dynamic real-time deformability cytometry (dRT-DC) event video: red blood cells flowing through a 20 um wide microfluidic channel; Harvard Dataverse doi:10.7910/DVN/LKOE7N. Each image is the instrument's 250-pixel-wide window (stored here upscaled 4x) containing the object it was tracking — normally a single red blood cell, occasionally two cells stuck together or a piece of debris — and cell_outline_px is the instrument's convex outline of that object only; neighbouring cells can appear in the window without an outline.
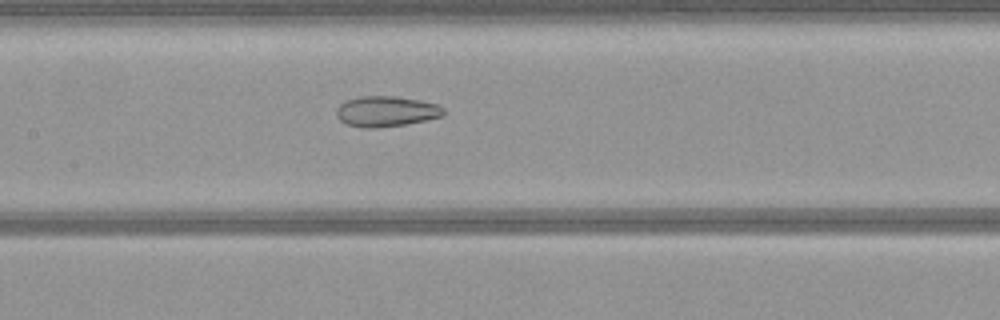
{"species": "common noctule bat (a hibernating species)", "species_latin": "Nyctalus noctula", "temperature_condition": "warm", "stored_images_in_passage": 52, "camera_frame_rate_fps": 3000, "um_per_image_px": 0.085, "animal": {"sex": "female", "body_mass_g": 21.9}, "frame": {"image": 1, "passage_image": 24, "time_ms": 7.667, "image_size_px": [1000, 320], "cell_outline_px": [[444, 116], [404, 124], [376, 128], [360, 128], [348, 124], [340, 120], [336, 116], [336, 108], [340, 104], [348, 100], [364, 96], [396, 96], [436, 104], [444, 108]], "centroid_in_image_um": [32.8, 9.47], "position_along_channel_um": 174.6, "area_um2": 18.84}}
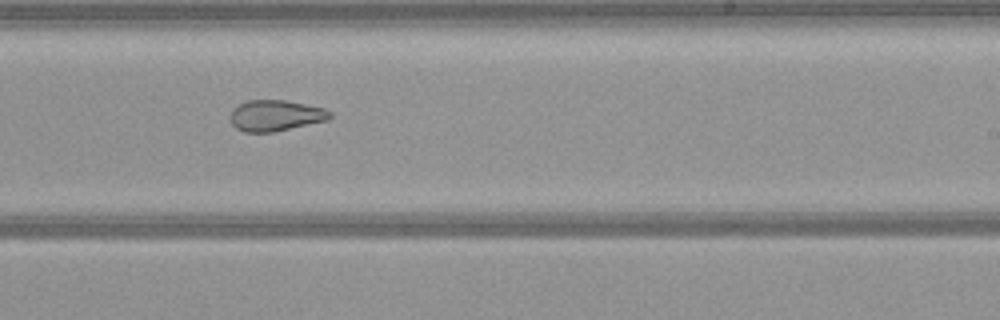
{"frame": {"image": 2, "passage_image": 31, "time_ms": 10.0, "image_size_px": [1000, 320], "cell_outline_px": [[332, 116], [328, 120], [276, 132], [244, 132], [236, 128], [232, 124], [228, 116], [232, 108], [248, 100], [284, 100], [324, 108], [332, 112]], "centroid_in_image_um": [23.4, 9.83], "position_along_channel_um": 265.6, "area_um2": 18.21}}
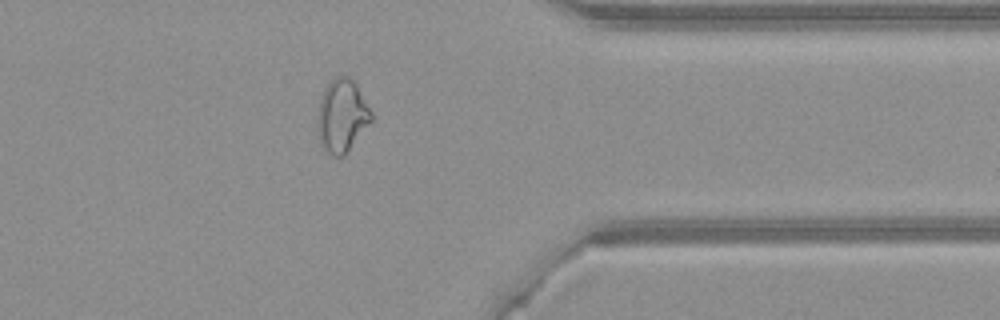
{"frame": {"image": 3, "passage_image": 41, "time_ms": 13.333, "image_size_px": [1000, 320], "cell_outline_px": [[372, 120], [344, 156], [332, 156], [320, 144], [316, 120], [316, 116], [320, 100], [324, 88], [336, 76], [348, 76], [356, 84], [372, 112]], "centroid_in_image_um": [29.04, 9.84], "position_along_channel_um": 382.4, "area_um2": 22.77}}